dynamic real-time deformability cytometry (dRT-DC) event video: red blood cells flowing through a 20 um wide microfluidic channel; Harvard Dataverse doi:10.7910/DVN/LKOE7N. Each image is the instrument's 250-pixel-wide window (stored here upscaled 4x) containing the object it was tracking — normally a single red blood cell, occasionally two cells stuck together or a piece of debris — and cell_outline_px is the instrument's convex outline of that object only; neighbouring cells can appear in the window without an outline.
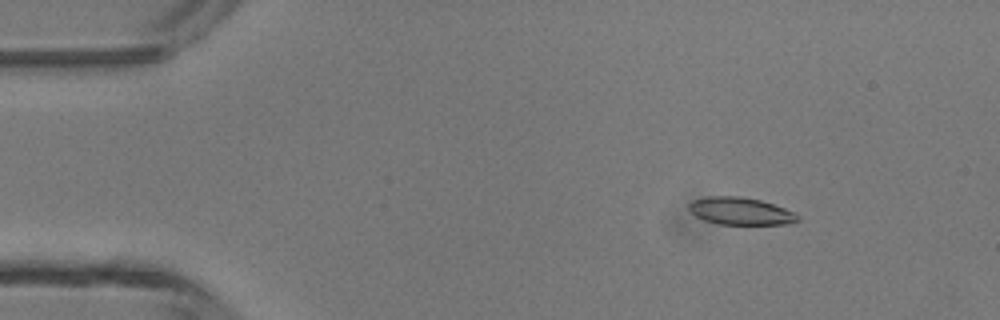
{"species": "common noctule bat (a hibernating species)", "species_latin": "Nyctalus noctula", "temperature_condition": "room temperature", "stored_images_in_passage": 47, "camera_frame_rate_fps": 3000, "um_per_image_px": 0.085, "animal": {"sex": "male", "body_mass_g": 13.3}, "frame": {"image": 1, "passage_image": 6, "time_ms": 1.667, "image_size_px": [1000, 320], "cell_outline_px": [[800, 220], [788, 224], [716, 224], [704, 220], [696, 216], [688, 208], [688, 204], [692, 200], [708, 196], [740, 196], [760, 200], [796, 212], [800, 216]], "centroid_in_image_um": [62.95, 17.94], "position_along_channel_um": 22.0, "area_um2": 17.46}}
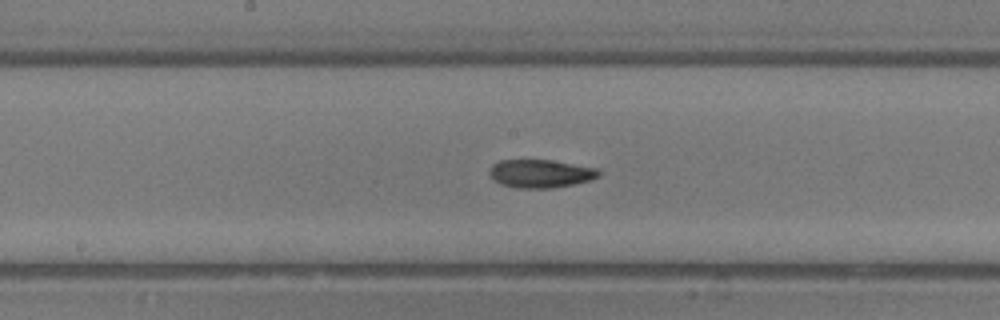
{"frame": {"image": 2, "passage_image": 24, "time_ms": 7.667, "image_size_px": [1000, 320], "cell_outline_px": [[600, 176], [592, 180], [552, 188], [516, 188], [500, 184], [488, 172], [488, 168], [492, 164], [500, 160], [552, 160], [596, 168], [600, 172]], "centroid_in_image_um": [45.93, 14.75], "position_along_channel_um": 202.3, "area_um2": 17.98}}
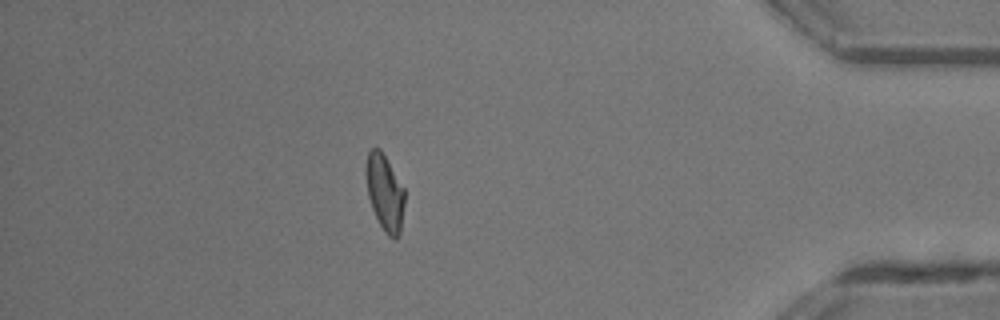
{"frame": {"image": 3, "passage_image": 41, "time_ms": 13.333, "image_size_px": [1000, 320], "cell_outline_px": [[404, 204], [400, 236], [396, 240], [392, 240], [384, 232], [372, 208], [368, 196], [364, 172], [364, 168], [368, 152], [372, 148], [380, 148], [404, 188]], "centroid_in_image_um": [32.69, 16.39], "position_along_channel_um": 402.5, "area_um2": 17.4}, "authors_computed_cell_mechanics": {"area_um2": 17.7446, "velocity_mm_per_s": 4.3402, "shape_relaxation_time_tau1_ms": 5.4127, "shape_relaxation_time_tau2_ms": 5.0778, "deformation_change_tau1": 0.1735, "deformation_change_tau2": 0.1207}}